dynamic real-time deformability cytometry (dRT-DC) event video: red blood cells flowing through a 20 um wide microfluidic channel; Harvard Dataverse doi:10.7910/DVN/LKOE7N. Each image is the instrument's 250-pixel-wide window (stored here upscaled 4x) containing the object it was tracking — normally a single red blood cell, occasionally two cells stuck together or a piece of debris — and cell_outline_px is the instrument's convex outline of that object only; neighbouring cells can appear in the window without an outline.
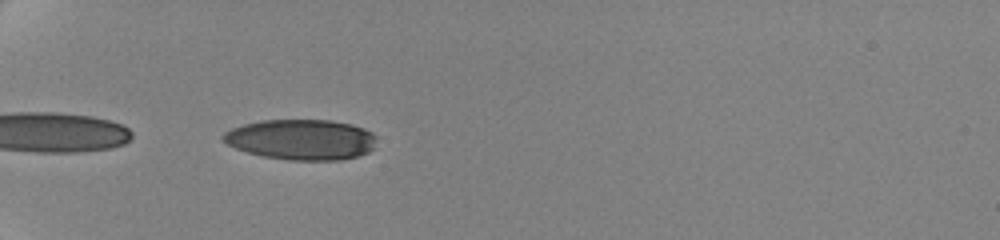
{"species": "human", "species_latin": "Homo sapiens", "temperature_condition": "cold", "stored_images_in_passage": 15, "camera_frame_rate_fps": 3000, "um_per_image_px": 0.085, "donor": {"sex": "female"}, "frame": {"image": 1, "passage_image": 2, "time_ms": 0.333, "image_size_px": [1000, 240], "cell_outline_px": [[376, 136], [372, 148], [368, 152], [356, 156], [340, 160], [288, 160], [264, 156], [248, 152], [236, 148], [220, 140], [220, 136], [224, 132], [232, 128], [244, 124], [260, 120], [332, 120], [352, 124], [364, 128], [372, 132]], "centroid_in_image_um": [25.59, 11.85], "position_along_channel_um": 59.4, "area_um2": 36.24}}
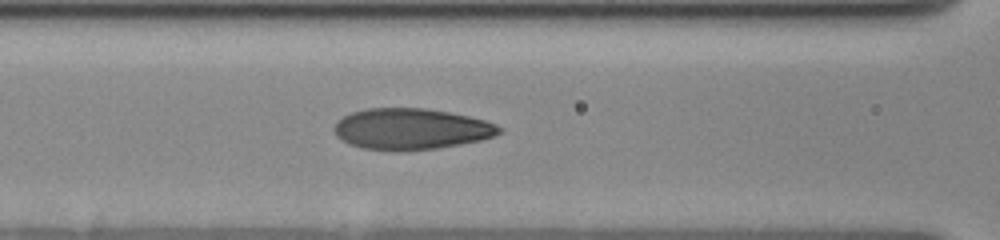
{"frame": {"image": 2, "passage_image": 11, "time_ms": 3.0, "image_size_px": [1000, 240], "cell_outline_px": [[504, 128], [500, 132], [492, 136], [480, 140], [460, 144], [436, 148], [396, 152], [392, 152], [360, 148], [348, 144], [336, 136], [332, 128], [344, 116], [352, 112], [368, 108], [424, 108], [448, 112], [468, 116], [484, 120], [496, 124]], "centroid_in_image_um": [34.9, 10.98], "position_along_channel_um": 131.7, "area_um2": 39.71}}
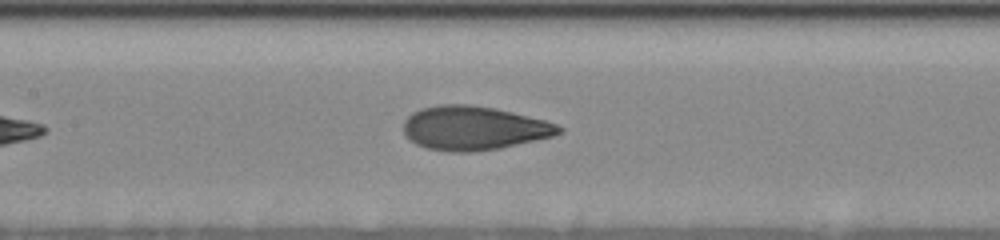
{"frame": {"image": 3, "passage_image": 13, "time_ms": 4.0, "image_size_px": [1000, 240], "cell_outline_px": [[564, 132], [552, 136], [536, 140], [500, 148], [472, 152], [452, 152], [428, 148], [416, 144], [404, 132], [404, 120], [412, 112], [420, 108], [440, 104], [468, 104], [496, 108], [544, 120], [556, 124], [564, 128]], "centroid_in_image_um": [40.28, 10.88], "position_along_channel_um": 167.1, "area_um2": 39.71}}